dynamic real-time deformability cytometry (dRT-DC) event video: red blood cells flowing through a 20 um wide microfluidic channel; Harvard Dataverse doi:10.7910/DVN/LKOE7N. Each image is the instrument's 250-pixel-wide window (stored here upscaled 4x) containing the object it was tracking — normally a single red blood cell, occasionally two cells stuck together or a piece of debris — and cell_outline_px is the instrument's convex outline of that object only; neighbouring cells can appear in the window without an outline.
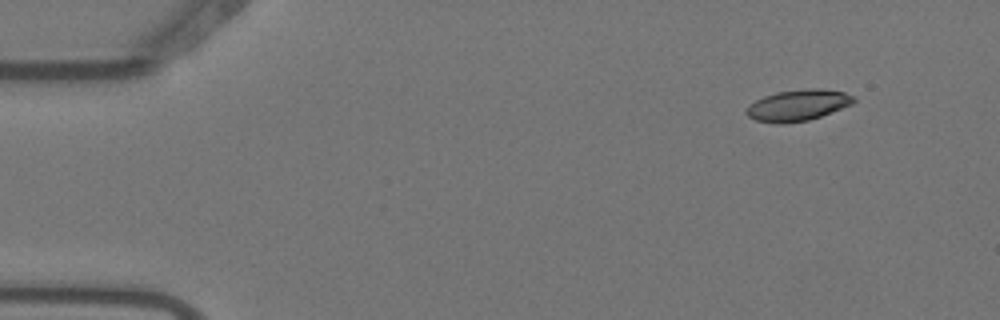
{"species": "Egyptian fruit bat (a non-hibernating species)", "species_latin": "Rousettus aegyptiacus", "temperature_condition": "warm", "stored_images_in_passage": 5, "camera_frame_rate_fps": 3000, "um_per_image_px": 0.085, "animal": {"sex": "female"}, "frame": {"image": 1, "passage_image": 2, "time_ms": 0.333, "image_size_px": [1000, 320], "cell_outline_px": [[856, 100], [852, 104], [820, 116], [808, 120], [784, 124], [776, 124], [756, 120], [748, 116], [744, 112], [748, 104], [764, 96], [776, 92], [816, 88], [820, 88], [844, 92], [856, 96]], "centroid_in_image_um": [67.8, 8.95], "position_along_channel_um": 17.2, "area_um2": 19.54}}
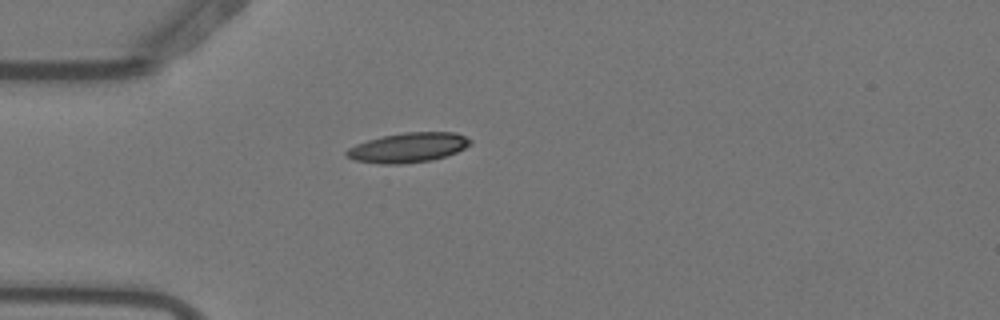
{"frame": {"image": 2, "passage_image": 5, "time_ms": 1.333, "image_size_px": [1000, 320], "cell_outline_px": [[472, 144], [456, 152], [432, 160], [400, 164], [380, 164], [352, 160], [344, 156], [344, 152], [348, 148], [356, 144], [368, 140], [384, 136], [404, 132], [456, 132], [472, 140]], "centroid_in_image_um": [34.66, 12.55], "position_along_channel_um": 50.3, "area_um2": 21.5}}